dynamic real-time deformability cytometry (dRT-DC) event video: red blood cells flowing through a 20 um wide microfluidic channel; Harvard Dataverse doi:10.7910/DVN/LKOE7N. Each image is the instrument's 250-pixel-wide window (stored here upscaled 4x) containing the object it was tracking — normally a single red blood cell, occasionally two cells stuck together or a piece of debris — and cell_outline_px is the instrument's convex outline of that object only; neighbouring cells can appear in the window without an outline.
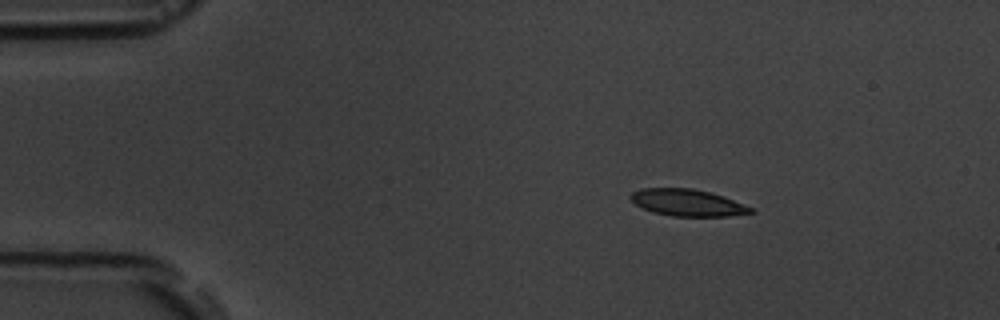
{"species": "common noctule bat (a hibernating species)", "species_latin": "Nyctalus noctula", "temperature_condition": "room temperature", "stored_images_in_passage": 4, "camera_frame_rate_fps": 3000, "um_per_image_px": 0.085, "animal": {"sex": "male", "body_mass_g": 19.5, "forearm_length_mm": 54.6}, "frame": {"image": 1, "passage_image": 2, "time_ms": 2.333, "image_size_px": [1000, 320], "cell_outline_px": [[756, 212], [728, 216], [672, 216], [652, 212], [636, 204], [628, 196], [632, 192], [640, 188], [692, 188], [724, 196], [752, 208]], "centroid_in_image_um": [58.42, 17.22], "position_along_channel_um": 26.6, "area_um2": 18.67}}